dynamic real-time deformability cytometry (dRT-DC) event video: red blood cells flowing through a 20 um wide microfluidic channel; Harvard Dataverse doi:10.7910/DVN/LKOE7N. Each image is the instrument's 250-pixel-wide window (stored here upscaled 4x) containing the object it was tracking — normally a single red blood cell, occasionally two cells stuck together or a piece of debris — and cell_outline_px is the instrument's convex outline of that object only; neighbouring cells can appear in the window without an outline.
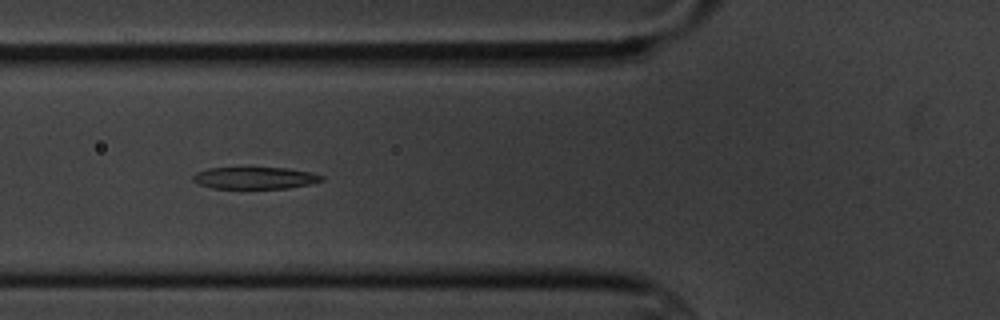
{"species": "common noctule bat (a hibernating species)", "species_latin": "Nyctalus noctula", "temperature_condition": "cold", "stored_images_in_passage": 6, "camera_frame_rate_fps": 3000, "um_per_image_px": 0.085, "animal": {"sex": "male", "body_mass_g": 20.1, "forearm_length_mm": 53.5}, "frame": {"image": 1, "passage_image": 6, "time_ms": 6.0, "image_size_px": [1000, 320], "cell_outline_px": [[324, 180], [308, 184], [288, 188], [212, 188], [200, 184], [192, 180], [192, 176], [196, 172], [208, 168], [252, 164], [288, 168], [312, 172], [324, 176]], "centroid_in_image_um": [21.65, 15.06], "position_along_channel_um": 104.2, "area_um2": 17.51}}